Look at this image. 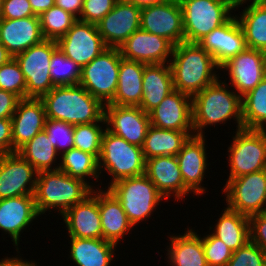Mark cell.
Segmentation results:
<instances>
[{
    "label": "cell",
    "mask_w": 266,
    "mask_h": 266,
    "mask_svg": "<svg viewBox=\"0 0 266 266\" xmlns=\"http://www.w3.org/2000/svg\"><path fill=\"white\" fill-rule=\"evenodd\" d=\"M92 190L83 180L70 177L59 169L39 172L34 192L36 210L41 218L52 211L62 216Z\"/></svg>",
    "instance_id": "277c9868"
},
{
    "label": "cell",
    "mask_w": 266,
    "mask_h": 266,
    "mask_svg": "<svg viewBox=\"0 0 266 266\" xmlns=\"http://www.w3.org/2000/svg\"><path fill=\"white\" fill-rule=\"evenodd\" d=\"M140 28L166 38L174 46L184 42L183 12L180 2L166 1L142 7Z\"/></svg>",
    "instance_id": "9a60e30c"
},
{
    "label": "cell",
    "mask_w": 266,
    "mask_h": 266,
    "mask_svg": "<svg viewBox=\"0 0 266 266\" xmlns=\"http://www.w3.org/2000/svg\"><path fill=\"white\" fill-rule=\"evenodd\" d=\"M14 58L11 53L0 43V67Z\"/></svg>",
    "instance_id": "11a10c76"
},
{
    "label": "cell",
    "mask_w": 266,
    "mask_h": 266,
    "mask_svg": "<svg viewBox=\"0 0 266 266\" xmlns=\"http://www.w3.org/2000/svg\"><path fill=\"white\" fill-rule=\"evenodd\" d=\"M46 113L40 98L20 99L11 117L12 153L17 152L24 144L44 130Z\"/></svg>",
    "instance_id": "d4e9b609"
},
{
    "label": "cell",
    "mask_w": 266,
    "mask_h": 266,
    "mask_svg": "<svg viewBox=\"0 0 266 266\" xmlns=\"http://www.w3.org/2000/svg\"><path fill=\"white\" fill-rule=\"evenodd\" d=\"M68 259L75 266H112L116 257L117 245L103 238L85 239L69 237Z\"/></svg>",
    "instance_id": "f1b7e54d"
},
{
    "label": "cell",
    "mask_w": 266,
    "mask_h": 266,
    "mask_svg": "<svg viewBox=\"0 0 266 266\" xmlns=\"http://www.w3.org/2000/svg\"><path fill=\"white\" fill-rule=\"evenodd\" d=\"M106 129L131 144L143 146L150 116L139 106L104 105Z\"/></svg>",
    "instance_id": "2e32d148"
},
{
    "label": "cell",
    "mask_w": 266,
    "mask_h": 266,
    "mask_svg": "<svg viewBox=\"0 0 266 266\" xmlns=\"http://www.w3.org/2000/svg\"><path fill=\"white\" fill-rule=\"evenodd\" d=\"M17 153L38 173L59 168L57 160H60V154L52 145L45 130L40 131L33 139L24 144Z\"/></svg>",
    "instance_id": "d590c367"
},
{
    "label": "cell",
    "mask_w": 266,
    "mask_h": 266,
    "mask_svg": "<svg viewBox=\"0 0 266 266\" xmlns=\"http://www.w3.org/2000/svg\"><path fill=\"white\" fill-rule=\"evenodd\" d=\"M35 16H40L55 5V0H28Z\"/></svg>",
    "instance_id": "f5cc1de1"
},
{
    "label": "cell",
    "mask_w": 266,
    "mask_h": 266,
    "mask_svg": "<svg viewBox=\"0 0 266 266\" xmlns=\"http://www.w3.org/2000/svg\"><path fill=\"white\" fill-rule=\"evenodd\" d=\"M43 40L39 16L0 19V43L13 57Z\"/></svg>",
    "instance_id": "4316f807"
},
{
    "label": "cell",
    "mask_w": 266,
    "mask_h": 266,
    "mask_svg": "<svg viewBox=\"0 0 266 266\" xmlns=\"http://www.w3.org/2000/svg\"><path fill=\"white\" fill-rule=\"evenodd\" d=\"M201 237L207 265L226 266L233 254L228 246L215 237L211 231H207Z\"/></svg>",
    "instance_id": "7bdbcfd3"
},
{
    "label": "cell",
    "mask_w": 266,
    "mask_h": 266,
    "mask_svg": "<svg viewBox=\"0 0 266 266\" xmlns=\"http://www.w3.org/2000/svg\"><path fill=\"white\" fill-rule=\"evenodd\" d=\"M19 100L14 93L0 89V118H11Z\"/></svg>",
    "instance_id": "c3c4849f"
},
{
    "label": "cell",
    "mask_w": 266,
    "mask_h": 266,
    "mask_svg": "<svg viewBox=\"0 0 266 266\" xmlns=\"http://www.w3.org/2000/svg\"><path fill=\"white\" fill-rule=\"evenodd\" d=\"M174 45L143 29L135 31L118 49L123 58L146 65L169 63Z\"/></svg>",
    "instance_id": "44dd1931"
},
{
    "label": "cell",
    "mask_w": 266,
    "mask_h": 266,
    "mask_svg": "<svg viewBox=\"0 0 266 266\" xmlns=\"http://www.w3.org/2000/svg\"><path fill=\"white\" fill-rule=\"evenodd\" d=\"M144 63L121 57L118 86L109 104L116 106H140L143 96Z\"/></svg>",
    "instance_id": "4dcf8cb0"
},
{
    "label": "cell",
    "mask_w": 266,
    "mask_h": 266,
    "mask_svg": "<svg viewBox=\"0 0 266 266\" xmlns=\"http://www.w3.org/2000/svg\"><path fill=\"white\" fill-rule=\"evenodd\" d=\"M57 48V41L44 39L14 56L26 81V98H41L55 87L49 66Z\"/></svg>",
    "instance_id": "8fae6325"
},
{
    "label": "cell",
    "mask_w": 266,
    "mask_h": 266,
    "mask_svg": "<svg viewBox=\"0 0 266 266\" xmlns=\"http://www.w3.org/2000/svg\"><path fill=\"white\" fill-rule=\"evenodd\" d=\"M126 1L133 3L135 6L142 8L146 6L161 4L169 0H126Z\"/></svg>",
    "instance_id": "db71d44e"
},
{
    "label": "cell",
    "mask_w": 266,
    "mask_h": 266,
    "mask_svg": "<svg viewBox=\"0 0 266 266\" xmlns=\"http://www.w3.org/2000/svg\"><path fill=\"white\" fill-rule=\"evenodd\" d=\"M187 226L182 233L167 235V247H165L167 260L170 266H208L204 255L202 237L198 229ZM197 231V232H196ZM169 243V245H168Z\"/></svg>",
    "instance_id": "83f0119b"
},
{
    "label": "cell",
    "mask_w": 266,
    "mask_h": 266,
    "mask_svg": "<svg viewBox=\"0 0 266 266\" xmlns=\"http://www.w3.org/2000/svg\"><path fill=\"white\" fill-rule=\"evenodd\" d=\"M105 130L106 122L74 125V148L90 153L98 159Z\"/></svg>",
    "instance_id": "f35d334b"
},
{
    "label": "cell",
    "mask_w": 266,
    "mask_h": 266,
    "mask_svg": "<svg viewBox=\"0 0 266 266\" xmlns=\"http://www.w3.org/2000/svg\"><path fill=\"white\" fill-rule=\"evenodd\" d=\"M218 217L215 220L217 222L213 226H207V228L215 237L222 240L232 252L237 251L250 241L248 216L233 211L226 206L223 207Z\"/></svg>",
    "instance_id": "1f68e13d"
},
{
    "label": "cell",
    "mask_w": 266,
    "mask_h": 266,
    "mask_svg": "<svg viewBox=\"0 0 266 266\" xmlns=\"http://www.w3.org/2000/svg\"><path fill=\"white\" fill-rule=\"evenodd\" d=\"M108 189L120 201L133 227L143 221L148 222L154 212L158 213L156 209L159 205L164 200L167 202L145 174L120 179Z\"/></svg>",
    "instance_id": "8992f818"
},
{
    "label": "cell",
    "mask_w": 266,
    "mask_h": 266,
    "mask_svg": "<svg viewBox=\"0 0 266 266\" xmlns=\"http://www.w3.org/2000/svg\"><path fill=\"white\" fill-rule=\"evenodd\" d=\"M50 75L55 86L78 85L81 68L57 48L50 60Z\"/></svg>",
    "instance_id": "ab89813d"
},
{
    "label": "cell",
    "mask_w": 266,
    "mask_h": 266,
    "mask_svg": "<svg viewBox=\"0 0 266 266\" xmlns=\"http://www.w3.org/2000/svg\"><path fill=\"white\" fill-rule=\"evenodd\" d=\"M169 1H176V2H181L182 0H169Z\"/></svg>",
    "instance_id": "91938a15"
},
{
    "label": "cell",
    "mask_w": 266,
    "mask_h": 266,
    "mask_svg": "<svg viewBox=\"0 0 266 266\" xmlns=\"http://www.w3.org/2000/svg\"><path fill=\"white\" fill-rule=\"evenodd\" d=\"M118 0H84L78 20L98 24L115 6Z\"/></svg>",
    "instance_id": "f6af8a7d"
},
{
    "label": "cell",
    "mask_w": 266,
    "mask_h": 266,
    "mask_svg": "<svg viewBox=\"0 0 266 266\" xmlns=\"http://www.w3.org/2000/svg\"><path fill=\"white\" fill-rule=\"evenodd\" d=\"M58 162V169L70 177L83 180L92 189L104 188L99 172L98 159L94 155L73 147L69 151L62 153ZM90 178L92 182H90ZM96 182H99L100 185H96Z\"/></svg>",
    "instance_id": "836d02e7"
},
{
    "label": "cell",
    "mask_w": 266,
    "mask_h": 266,
    "mask_svg": "<svg viewBox=\"0 0 266 266\" xmlns=\"http://www.w3.org/2000/svg\"><path fill=\"white\" fill-rule=\"evenodd\" d=\"M184 42L198 43L235 13L228 0H182Z\"/></svg>",
    "instance_id": "ba28073f"
},
{
    "label": "cell",
    "mask_w": 266,
    "mask_h": 266,
    "mask_svg": "<svg viewBox=\"0 0 266 266\" xmlns=\"http://www.w3.org/2000/svg\"><path fill=\"white\" fill-rule=\"evenodd\" d=\"M84 0H55V5L79 19Z\"/></svg>",
    "instance_id": "816d5d0a"
},
{
    "label": "cell",
    "mask_w": 266,
    "mask_h": 266,
    "mask_svg": "<svg viewBox=\"0 0 266 266\" xmlns=\"http://www.w3.org/2000/svg\"><path fill=\"white\" fill-rule=\"evenodd\" d=\"M41 33L45 40L58 41L78 20L74 15L54 5L39 16Z\"/></svg>",
    "instance_id": "74e56055"
},
{
    "label": "cell",
    "mask_w": 266,
    "mask_h": 266,
    "mask_svg": "<svg viewBox=\"0 0 266 266\" xmlns=\"http://www.w3.org/2000/svg\"><path fill=\"white\" fill-rule=\"evenodd\" d=\"M39 214L36 210L34 195H23L0 199V230L10 236L13 246L20 249L21 234L28 229Z\"/></svg>",
    "instance_id": "d6986e66"
},
{
    "label": "cell",
    "mask_w": 266,
    "mask_h": 266,
    "mask_svg": "<svg viewBox=\"0 0 266 266\" xmlns=\"http://www.w3.org/2000/svg\"><path fill=\"white\" fill-rule=\"evenodd\" d=\"M98 207L101 217L102 238L117 246L122 245L121 242L123 243L124 237H128L129 234L132 235L131 232L135 228L129 222L120 201L108 188L105 190L99 188Z\"/></svg>",
    "instance_id": "484cf974"
},
{
    "label": "cell",
    "mask_w": 266,
    "mask_h": 266,
    "mask_svg": "<svg viewBox=\"0 0 266 266\" xmlns=\"http://www.w3.org/2000/svg\"><path fill=\"white\" fill-rule=\"evenodd\" d=\"M145 175L166 201L171 197H174L175 202L185 201L186 197L193 194L184 185L176 156H156L147 159Z\"/></svg>",
    "instance_id": "7402d4cb"
},
{
    "label": "cell",
    "mask_w": 266,
    "mask_h": 266,
    "mask_svg": "<svg viewBox=\"0 0 266 266\" xmlns=\"http://www.w3.org/2000/svg\"><path fill=\"white\" fill-rule=\"evenodd\" d=\"M248 218L250 241L266 252V212L254 214Z\"/></svg>",
    "instance_id": "7dc6e473"
},
{
    "label": "cell",
    "mask_w": 266,
    "mask_h": 266,
    "mask_svg": "<svg viewBox=\"0 0 266 266\" xmlns=\"http://www.w3.org/2000/svg\"><path fill=\"white\" fill-rule=\"evenodd\" d=\"M226 266H264V251L255 243L248 241L233 252Z\"/></svg>",
    "instance_id": "ee69618b"
},
{
    "label": "cell",
    "mask_w": 266,
    "mask_h": 266,
    "mask_svg": "<svg viewBox=\"0 0 266 266\" xmlns=\"http://www.w3.org/2000/svg\"><path fill=\"white\" fill-rule=\"evenodd\" d=\"M222 79L192 97L194 135L205 136L208 127L227 126L232 119L236 131L243 129L242 98Z\"/></svg>",
    "instance_id": "6da1fadb"
},
{
    "label": "cell",
    "mask_w": 266,
    "mask_h": 266,
    "mask_svg": "<svg viewBox=\"0 0 266 266\" xmlns=\"http://www.w3.org/2000/svg\"><path fill=\"white\" fill-rule=\"evenodd\" d=\"M2 6H3V0H0V19H1V13H2Z\"/></svg>",
    "instance_id": "6f0895ef"
},
{
    "label": "cell",
    "mask_w": 266,
    "mask_h": 266,
    "mask_svg": "<svg viewBox=\"0 0 266 266\" xmlns=\"http://www.w3.org/2000/svg\"><path fill=\"white\" fill-rule=\"evenodd\" d=\"M141 8L126 0H118L114 8L97 24L107 47L119 48L140 29Z\"/></svg>",
    "instance_id": "ac0fdd59"
},
{
    "label": "cell",
    "mask_w": 266,
    "mask_h": 266,
    "mask_svg": "<svg viewBox=\"0 0 266 266\" xmlns=\"http://www.w3.org/2000/svg\"><path fill=\"white\" fill-rule=\"evenodd\" d=\"M58 48L80 68L89 64L108 47L96 24L77 20L58 41Z\"/></svg>",
    "instance_id": "5bb4252c"
},
{
    "label": "cell",
    "mask_w": 266,
    "mask_h": 266,
    "mask_svg": "<svg viewBox=\"0 0 266 266\" xmlns=\"http://www.w3.org/2000/svg\"><path fill=\"white\" fill-rule=\"evenodd\" d=\"M154 127L167 130L194 132L192 97L173 90L149 113Z\"/></svg>",
    "instance_id": "603a6c76"
},
{
    "label": "cell",
    "mask_w": 266,
    "mask_h": 266,
    "mask_svg": "<svg viewBox=\"0 0 266 266\" xmlns=\"http://www.w3.org/2000/svg\"><path fill=\"white\" fill-rule=\"evenodd\" d=\"M121 57L118 48L108 47L81 68L79 84L103 105L109 104L115 96Z\"/></svg>",
    "instance_id": "9c48e42d"
},
{
    "label": "cell",
    "mask_w": 266,
    "mask_h": 266,
    "mask_svg": "<svg viewBox=\"0 0 266 266\" xmlns=\"http://www.w3.org/2000/svg\"><path fill=\"white\" fill-rule=\"evenodd\" d=\"M38 172L17 152L0 155V199L34 195Z\"/></svg>",
    "instance_id": "e0dca14e"
},
{
    "label": "cell",
    "mask_w": 266,
    "mask_h": 266,
    "mask_svg": "<svg viewBox=\"0 0 266 266\" xmlns=\"http://www.w3.org/2000/svg\"><path fill=\"white\" fill-rule=\"evenodd\" d=\"M198 44L214 58L219 67L248 48L235 13L226 23L202 38Z\"/></svg>",
    "instance_id": "ffe728a7"
},
{
    "label": "cell",
    "mask_w": 266,
    "mask_h": 266,
    "mask_svg": "<svg viewBox=\"0 0 266 266\" xmlns=\"http://www.w3.org/2000/svg\"><path fill=\"white\" fill-rule=\"evenodd\" d=\"M35 16L28 0H3L1 18L22 19Z\"/></svg>",
    "instance_id": "bcb514c9"
},
{
    "label": "cell",
    "mask_w": 266,
    "mask_h": 266,
    "mask_svg": "<svg viewBox=\"0 0 266 266\" xmlns=\"http://www.w3.org/2000/svg\"><path fill=\"white\" fill-rule=\"evenodd\" d=\"M239 7L243 11L240 12ZM235 11H239L235 16L243 29L247 47L266 52V0L241 4Z\"/></svg>",
    "instance_id": "d6a6232c"
},
{
    "label": "cell",
    "mask_w": 266,
    "mask_h": 266,
    "mask_svg": "<svg viewBox=\"0 0 266 266\" xmlns=\"http://www.w3.org/2000/svg\"><path fill=\"white\" fill-rule=\"evenodd\" d=\"M0 89L12 92L20 99L26 98V81L15 58L0 67Z\"/></svg>",
    "instance_id": "b9f144b4"
},
{
    "label": "cell",
    "mask_w": 266,
    "mask_h": 266,
    "mask_svg": "<svg viewBox=\"0 0 266 266\" xmlns=\"http://www.w3.org/2000/svg\"><path fill=\"white\" fill-rule=\"evenodd\" d=\"M98 164L102 179H105L104 173L111 176L107 178L110 180L106 183L108 185L104 184L105 189L120 179L145 174L146 160L142 147L131 144L106 129L102 137Z\"/></svg>",
    "instance_id": "5b68a950"
},
{
    "label": "cell",
    "mask_w": 266,
    "mask_h": 266,
    "mask_svg": "<svg viewBox=\"0 0 266 266\" xmlns=\"http://www.w3.org/2000/svg\"><path fill=\"white\" fill-rule=\"evenodd\" d=\"M173 90V79L169 63L145 65L143 96L139 107L149 114Z\"/></svg>",
    "instance_id": "f546056e"
},
{
    "label": "cell",
    "mask_w": 266,
    "mask_h": 266,
    "mask_svg": "<svg viewBox=\"0 0 266 266\" xmlns=\"http://www.w3.org/2000/svg\"><path fill=\"white\" fill-rule=\"evenodd\" d=\"M169 65L174 89L191 97L223 75L214 58L198 43L182 42L174 46Z\"/></svg>",
    "instance_id": "7a4b0ae2"
},
{
    "label": "cell",
    "mask_w": 266,
    "mask_h": 266,
    "mask_svg": "<svg viewBox=\"0 0 266 266\" xmlns=\"http://www.w3.org/2000/svg\"><path fill=\"white\" fill-rule=\"evenodd\" d=\"M207 136L193 135L188 138L184 143L182 149L177 154L176 158L179 164V169L184 181V185L193 193V197L196 195L198 198L201 195L206 194L208 191L204 184L206 175L209 170L210 160L207 156Z\"/></svg>",
    "instance_id": "4fadbf2b"
},
{
    "label": "cell",
    "mask_w": 266,
    "mask_h": 266,
    "mask_svg": "<svg viewBox=\"0 0 266 266\" xmlns=\"http://www.w3.org/2000/svg\"><path fill=\"white\" fill-rule=\"evenodd\" d=\"M243 129L266 130V76L242 97Z\"/></svg>",
    "instance_id": "8d00e7d4"
},
{
    "label": "cell",
    "mask_w": 266,
    "mask_h": 266,
    "mask_svg": "<svg viewBox=\"0 0 266 266\" xmlns=\"http://www.w3.org/2000/svg\"><path fill=\"white\" fill-rule=\"evenodd\" d=\"M221 71L225 76L223 81L242 98L266 76V52L247 48L223 64Z\"/></svg>",
    "instance_id": "7c38bea8"
},
{
    "label": "cell",
    "mask_w": 266,
    "mask_h": 266,
    "mask_svg": "<svg viewBox=\"0 0 266 266\" xmlns=\"http://www.w3.org/2000/svg\"><path fill=\"white\" fill-rule=\"evenodd\" d=\"M16 254L12 257L5 256L0 259V266H38L37 262L33 260L24 259L23 254H20V250L16 249ZM41 266V265H39Z\"/></svg>",
    "instance_id": "f907efd6"
},
{
    "label": "cell",
    "mask_w": 266,
    "mask_h": 266,
    "mask_svg": "<svg viewBox=\"0 0 266 266\" xmlns=\"http://www.w3.org/2000/svg\"><path fill=\"white\" fill-rule=\"evenodd\" d=\"M194 132L167 130L150 125L142 151L145 160L156 156H177Z\"/></svg>",
    "instance_id": "e575fe53"
},
{
    "label": "cell",
    "mask_w": 266,
    "mask_h": 266,
    "mask_svg": "<svg viewBox=\"0 0 266 266\" xmlns=\"http://www.w3.org/2000/svg\"><path fill=\"white\" fill-rule=\"evenodd\" d=\"M221 188L229 209L248 217L266 212V169L230 179Z\"/></svg>",
    "instance_id": "30bf717a"
},
{
    "label": "cell",
    "mask_w": 266,
    "mask_h": 266,
    "mask_svg": "<svg viewBox=\"0 0 266 266\" xmlns=\"http://www.w3.org/2000/svg\"><path fill=\"white\" fill-rule=\"evenodd\" d=\"M44 130L60 155L74 147V125L60 120L46 119Z\"/></svg>",
    "instance_id": "60d3db41"
},
{
    "label": "cell",
    "mask_w": 266,
    "mask_h": 266,
    "mask_svg": "<svg viewBox=\"0 0 266 266\" xmlns=\"http://www.w3.org/2000/svg\"><path fill=\"white\" fill-rule=\"evenodd\" d=\"M264 266H266V252H264Z\"/></svg>",
    "instance_id": "680465c9"
},
{
    "label": "cell",
    "mask_w": 266,
    "mask_h": 266,
    "mask_svg": "<svg viewBox=\"0 0 266 266\" xmlns=\"http://www.w3.org/2000/svg\"><path fill=\"white\" fill-rule=\"evenodd\" d=\"M40 99L44 103L46 119L71 125L106 122L104 105L80 84L55 86Z\"/></svg>",
    "instance_id": "3957f363"
},
{
    "label": "cell",
    "mask_w": 266,
    "mask_h": 266,
    "mask_svg": "<svg viewBox=\"0 0 266 266\" xmlns=\"http://www.w3.org/2000/svg\"><path fill=\"white\" fill-rule=\"evenodd\" d=\"M12 153L11 118H0V155Z\"/></svg>",
    "instance_id": "681fc988"
},
{
    "label": "cell",
    "mask_w": 266,
    "mask_h": 266,
    "mask_svg": "<svg viewBox=\"0 0 266 266\" xmlns=\"http://www.w3.org/2000/svg\"><path fill=\"white\" fill-rule=\"evenodd\" d=\"M231 134L226 152V167L230 169L225 184L230 179L266 169V130L240 129Z\"/></svg>",
    "instance_id": "52a82bcc"
},
{
    "label": "cell",
    "mask_w": 266,
    "mask_h": 266,
    "mask_svg": "<svg viewBox=\"0 0 266 266\" xmlns=\"http://www.w3.org/2000/svg\"><path fill=\"white\" fill-rule=\"evenodd\" d=\"M256 1H262V0H232V5L236 7L244 3L256 2Z\"/></svg>",
    "instance_id": "9f6ffc18"
},
{
    "label": "cell",
    "mask_w": 266,
    "mask_h": 266,
    "mask_svg": "<svg viewBox=\"0 0 266 266\" xmlns=\"http://www.w3.org/2000/svg\"><path fill=\"white\" fill-rule=\"evenodd\" d=\"M67 237L102 238L101 217L98 207V189H93L82 202L77 203L61 216Z\"/></svg>",
    "instance_id": "cb8c5ba5"
}]
</instances>
